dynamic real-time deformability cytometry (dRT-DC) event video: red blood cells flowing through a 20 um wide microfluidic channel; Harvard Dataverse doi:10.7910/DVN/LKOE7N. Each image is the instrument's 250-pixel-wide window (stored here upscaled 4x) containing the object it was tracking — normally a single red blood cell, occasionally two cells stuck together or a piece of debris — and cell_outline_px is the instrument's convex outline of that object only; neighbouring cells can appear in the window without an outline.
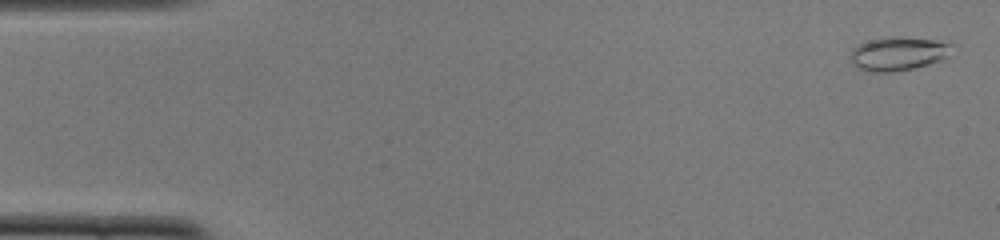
{"species": "common noctule bat (a hibernating species)", "species_latin": "Nyctalus noctula", "temperature_condition": "cold", "stored_images_in_passage": 52, "camera_frame_rate_fps": 3000, "um_per_image_px": 0.085, "animal": {"sex": "female", "body_mass_g": 22.0, "forearm_length_mm": 56.7}, "frame": {"image": 1, "passage_image": 2, "time_ms": 0.333, "image_size_px": [1000, 240], "cell_outline_px": [[952, 44], [948, 56], [940, 60], [928, 64], [912, 68], [892, 72], [868, 72], [856, 68], [852, 64], [852, 48], [868, 40], [896, 36], [948, 40]], "centroid_in_image_um": [76.37, 4.55], "position_along_channel_um": 8.6, "area_um2": 20.11}}
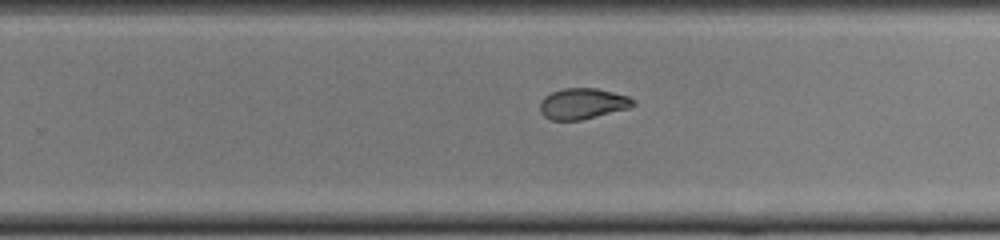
{"frame": {"image": 2, "passage_image": 33, "time_ms": 10.667, "image_size_px": [1000, 240], "cell_outline_px": [[636, 104], [628, 108], [580, 120], [552, 120], [544, 116], [540, 112], [540, 100], [544, 96], [552, 92], [564, 88], [596, 88], [628, 96]], "centroid_in_image_um": [49.48, 8.8], "position_along_channel_um": 280.3, "area_um2": 16.59}}
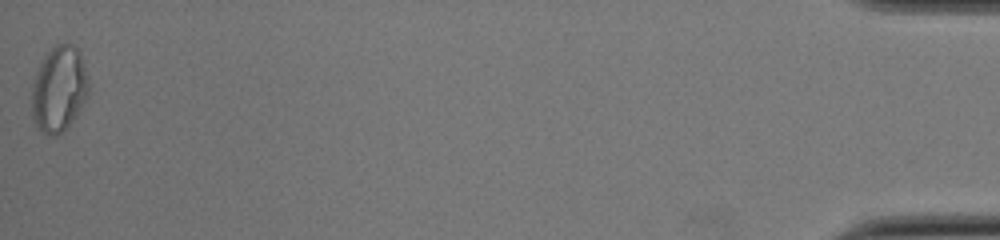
{"frame": {"image": 3, "passage_image": 52, "time_ms": 17.0, "image_size_px": [1000, 240], "cell_outline_px": [[88, 96], [76, 116], [56, 136], [48, 136], [36, 128], [32, 120], [32, 84], [40, 60], [56, 44], [72, 44], [80, 52], [88, 76]], "centroid_in_image_um": [4.99, 7.57], "position_along_channel_um": 430.2, "area_um2": 28.55}, "authors_computed_cell_mechanics": {"area_um2": 18.3804, "velocity_mm_per_s": 3.8805, "shape_relaxation_time_tau1_ms": null, "shape_relaxation_time_tau2_ms": 2.2208, "deformation_change_tau1": null, "deformation_change_tau2": 0.0715}}